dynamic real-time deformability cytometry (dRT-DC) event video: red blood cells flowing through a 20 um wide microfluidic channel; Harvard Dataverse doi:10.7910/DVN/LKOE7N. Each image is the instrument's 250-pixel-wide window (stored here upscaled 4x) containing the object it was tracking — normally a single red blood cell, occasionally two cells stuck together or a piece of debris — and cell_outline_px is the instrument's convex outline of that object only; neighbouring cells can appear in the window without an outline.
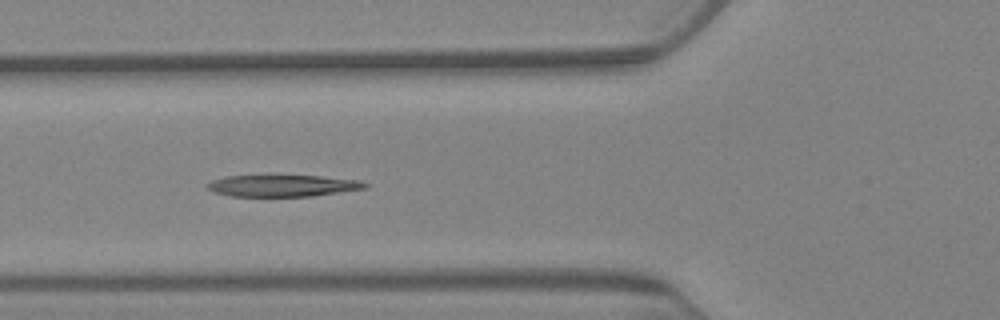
{"species": "Egyptian fruit bat (a non-hibernating species)", "species_latin": "Rousettus aegyptiacus", "temperature_condition": "warm", "stored_images_in_passage": 10, "camera_frame_rate_fps": 3000, "um_per_image_px": 0.085, "animal": {"sex": "female"}, "frame": {"image": 1, "passage_image": 7, "time_ms": 7.0, "image_size_px": [1000, 320], "cell_outline_px": [[368, 188], [312, 196], [232, 196], [212, 192], [208, 188], [208, 184], [212, 180], [224, 176], [320, 176], [360, 180], [368, 184]], "centroid_in_image_um": [24.05, 15.79], "position_along_channel_um": 101.8, "area_um2": 19.77}}
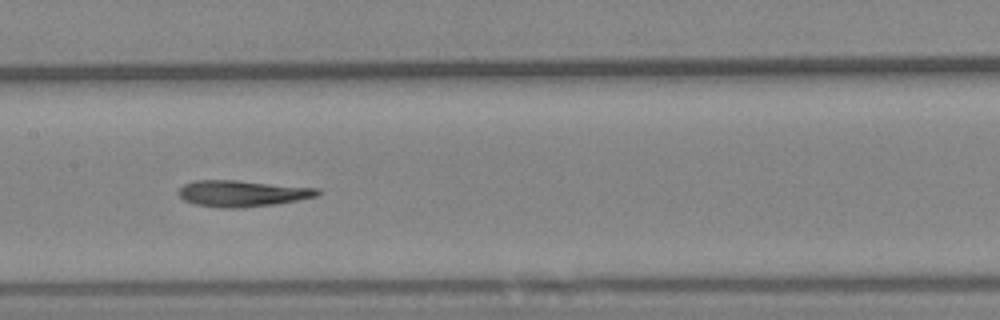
{"frame": {"image": 2, "passage_image": 9, "time_ms": 9.667, "image_size_px": [1000, 320], "cell_outline_px": [[320, 192], [316, 196], [296, 200], [272, 204], [240, 208], [220, 208], [196, 204], [184, 200], [176, 192], [184, 184], [196, 180], [236, 180], [320, 188]], "centroid_in_image_um": [20.56, 16.43], "position_along_channel_um": 186.8, "area_um2": 21.15}}